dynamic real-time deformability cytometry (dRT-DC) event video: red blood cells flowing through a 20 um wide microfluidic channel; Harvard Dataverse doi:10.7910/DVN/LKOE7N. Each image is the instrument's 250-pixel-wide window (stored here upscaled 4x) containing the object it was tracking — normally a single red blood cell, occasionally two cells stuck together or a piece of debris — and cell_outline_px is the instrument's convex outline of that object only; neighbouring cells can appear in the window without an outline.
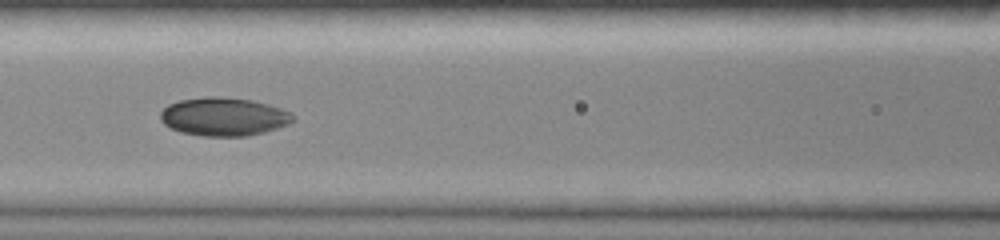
{"species": "common noctule bat (a hibernating species)", "species_latin": "Nyctalus noctula", "temperature_condition": "room temperature", "stored_images_in_passage": 47, "camera_frame_rate_fps": 3000, "um_per_image_px": 0.085, "animal": {"sex": "female", "body_mass_g": 19.0, "forearm_length_mm": 51.5}, "frame": {"image": 1, "passage_image": 20, "time_ms": 6.333, "image_size_px": [1000, 240], "cell_outline_px": [[296, 120], [288, 124], [264, 132], [248, 136], [204, 136], [180, 132], [164, 124], [160, 120], [160, 112], [168, 104], [180, 100], [208, 96], [216, 96], [252, 100], [268, 104], [292, 112], [296, 116]], "centroid_in_image_um": [19.04, 9.91], "position_along_channel_um": 147.6, "area_um2": 29.77}}
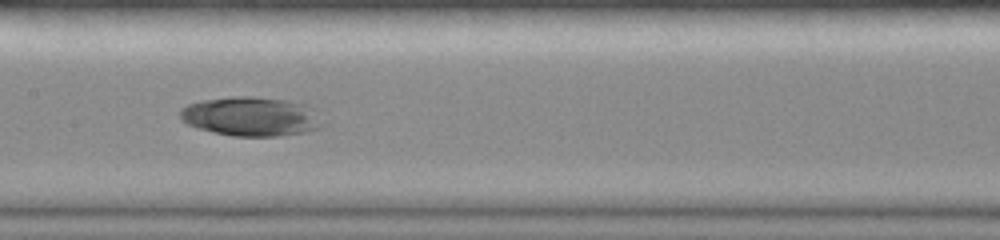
{"frame": {"image": 2, "passage_image": 23, "time_ms": 7.333, "image_size_px": [1000, 240], "cell_outline_px": [[328, 124], [320, 128], [304, 132], [280, 136], [232, 136], [212, 132], [196, 128], [180, 120], [180, 108], [188, 104], [204, 100], [232, 96], [252, 96], [292, 100], [308, 104], [316, 108]], "centroid_in_image_um": [21.44, 9.89], "position_along_channel_um": 186.0, "area_um2": 33.52}}